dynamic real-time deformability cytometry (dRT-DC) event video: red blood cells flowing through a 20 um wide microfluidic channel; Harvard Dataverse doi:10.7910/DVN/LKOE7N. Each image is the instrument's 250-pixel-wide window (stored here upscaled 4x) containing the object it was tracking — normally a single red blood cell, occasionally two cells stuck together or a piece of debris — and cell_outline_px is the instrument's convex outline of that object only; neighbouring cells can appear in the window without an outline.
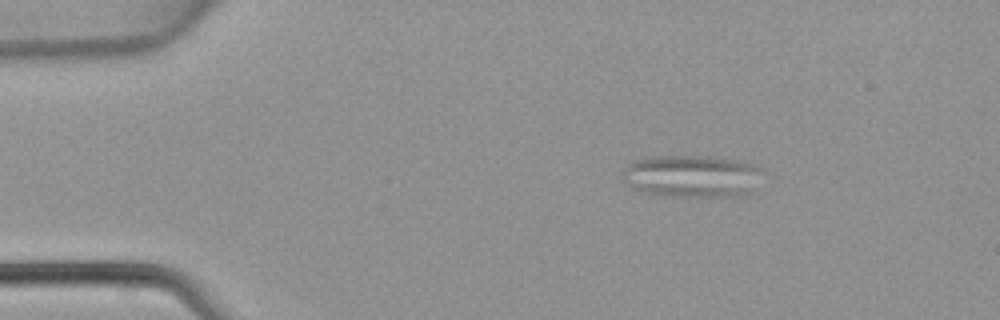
{"species": "common noctule bat (a hibernating species)", "species_latin": "Nyctalus noctula", "temperature_condition": "warm", "stored_images_in_passage": 39, "camera_frame_rate_fps": 3000, "um_per_image_px": 0.085, "animal": {"sex": "female", "body_mass_g": 22.7, "forearm_length_mm": 54.2}, "frame": {"image": 1, "passage_image": 1, "time_ms": 0.0, "image_size_px": [1000, 320], "cell_outline_px": [[764, 172], [756, 192], [748, 196], [664, 196], [644, 192], [632, 188], [624, 180], [624, 168], [628, 164], [636, 160], [652, 156], [708, 156], [744, 160], [756, 164], [764, 168]], "centroid_in_image_um": [58.97, 14.97], "position_along_channel_um": 26.0, "area_um2": 35.55}}
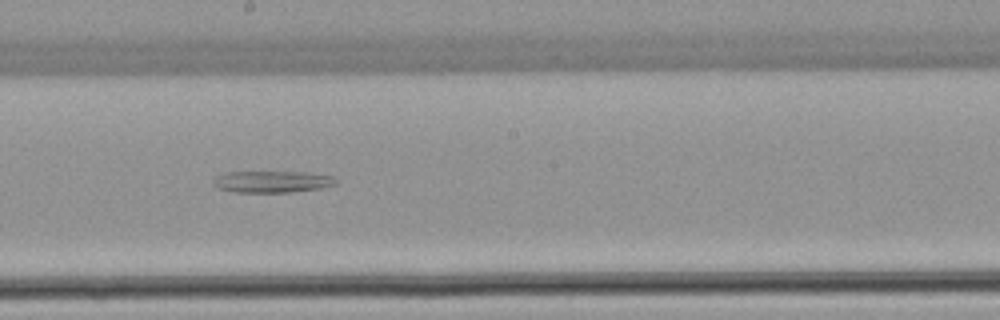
{"frame": {"image": 2, "passage_image": 19, "time_ms": 6.0, "image_size_px": [1000, 320], "cell_outline_px": [[336, 184], [324, 188], [292, 192], [232, 192], [216, 188], [212, 184], [212, 180], [216, 176], [224, 172], [308, 172], [336, 176]], "centroid_in_image_um": [23.13, 15.44], "position_along_channel_um": 225.1, "area_um2": 15.84}}
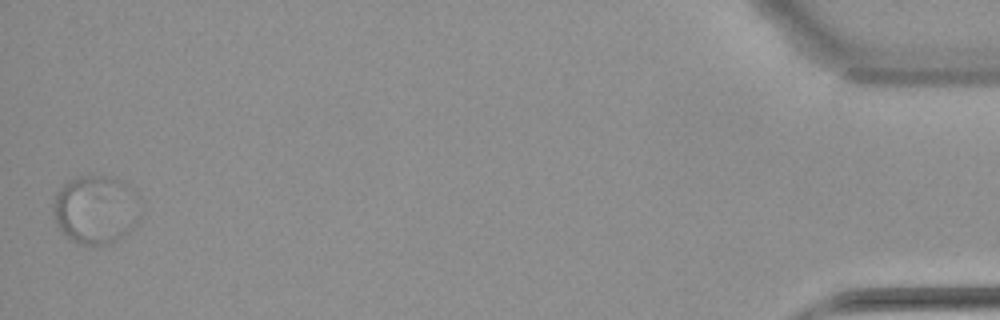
{"frame": {"image": 3, "passage_image": 39, "time_ms": 12.667, "image_size_px": [1000, 320], "cell_outline_px": [[140, 224], [120, 240], [108, 244], [80, 244], [68, 240], [56, 224], [52, 212], [52, 204], [56, 192], [68, 180], [88, 172], [112, 176], [132, 188]], "centroid_in_image_um": [8.09, 17.8], "position_along_channel_um": 427.1, "area_um2": 35.6}}